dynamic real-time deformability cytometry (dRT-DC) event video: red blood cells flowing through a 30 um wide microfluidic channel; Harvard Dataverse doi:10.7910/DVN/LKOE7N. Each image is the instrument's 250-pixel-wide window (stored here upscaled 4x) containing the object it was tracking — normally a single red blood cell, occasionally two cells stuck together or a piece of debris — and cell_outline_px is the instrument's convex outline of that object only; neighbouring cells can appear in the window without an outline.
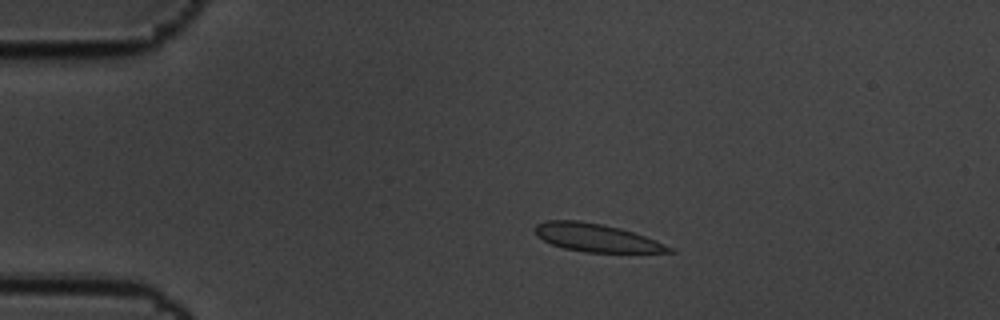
{"species": "common noctule bat (a hibernating species)", "species_latin": "Nyctalus noctula", "temperature_condition": "cold", "stored_images_in_passage": 7, "camera_frame_rate_fps": 3000, "um_per_image_px": 0.085, "animal": {"sex": "male", "body_mass_g": 19.5, "forearm_length_mm": 54.6}, "frame": {"image": 1, "passage_image": 4, "time_ms": 1.0, "image_size_px": [1000, 320], "cell_outline_px": [[676, 252], [584, 252], [564, 248], [552, 244], [536, 236], [532, 228], [536, 224], [544, 220], [580, 220], [604, 224], [620, 228], [656, 240], [672, 248]], "centroid_in_image_um": [50.62, 20.19], "position_along_channel_um": 34.4, "area_um2": 21.91}}
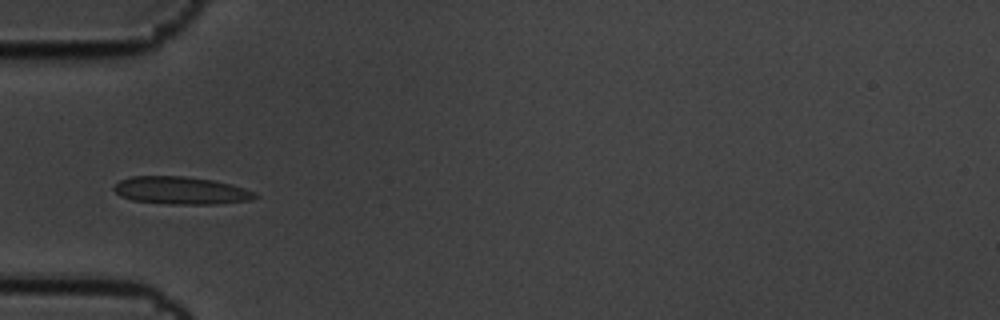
{"frame": {"image": 2, "passage_image": 6, "time_ms": 1.667, "image_size_px": [1000, 320], "cell_outline_px": [[260, 196], [252, 200], [216, 204], [168, 204], [132, 200], [120, 196], [112, 188], [120, 180], [132, 176], [184, 176], [212, 180], [232, 184], [256, 192]], "centroid_in_image_um": [15.41, 16.19], "position_along_channel_um": 69.6, "area_um2": 22.83}}
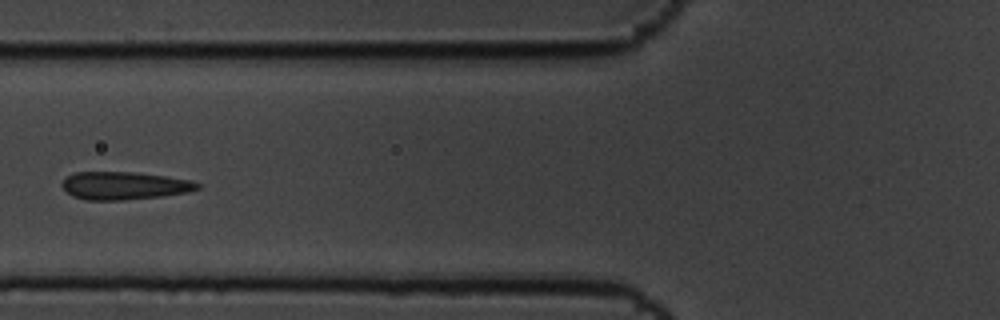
{"frame": {"image": 3, "passage_image": 7, "time_ms": 2.0, "image_size_px": [1000, 320], "cell_outline_px": [[200, 188], [188, 192], [160, 196], [124, 200], [84, 200], [72, 196], [60, 184], [68, 176], [76, 172], [136, 172], [192, 180], [200, 184]], "centroid_in_image_um": [10.56, 15.78], "position_along_channel_um": 115.2, "area_um2": 21.91}}